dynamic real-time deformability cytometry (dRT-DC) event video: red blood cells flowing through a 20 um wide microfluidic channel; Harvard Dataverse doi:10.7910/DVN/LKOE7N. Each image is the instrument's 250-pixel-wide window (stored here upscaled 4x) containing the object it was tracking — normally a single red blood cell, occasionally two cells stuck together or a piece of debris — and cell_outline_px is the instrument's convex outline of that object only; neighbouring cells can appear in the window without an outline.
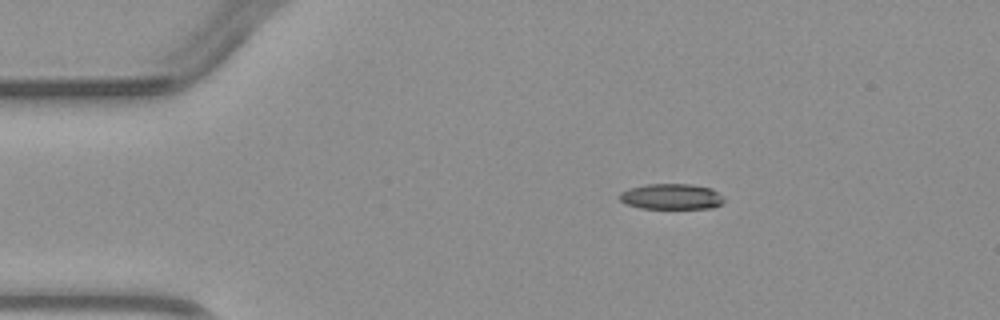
{"species": "common noctule bat (a hibernating species)", "species_latin": "Nyctalus noctula", "temperature_condition": "warm", "stored_images_in_passage": 2, "camera_frame_rate_fps": 3000, "um_per_image_px": 0.085, "animal": {"sex": "male", "body_mass_g": 23.1, "forearm_length_mm": 52.7}, "frame": {"image": 1, "passage_image": 1, "time_ms": 0.0, "image_size_px": [1000, 320], "cell_outline_px": [[724, 200], [720, 204], [712, 208], [640, 208], [628, 204], [620, 200], [620, 192], [628, 188], [648, 184], [692, 184], [712, 188], [724, 196]], "centroid_in_image_um": [57.09, 16.7], "position_along_channel_um": 27.9, "area_um2": 15.61}}